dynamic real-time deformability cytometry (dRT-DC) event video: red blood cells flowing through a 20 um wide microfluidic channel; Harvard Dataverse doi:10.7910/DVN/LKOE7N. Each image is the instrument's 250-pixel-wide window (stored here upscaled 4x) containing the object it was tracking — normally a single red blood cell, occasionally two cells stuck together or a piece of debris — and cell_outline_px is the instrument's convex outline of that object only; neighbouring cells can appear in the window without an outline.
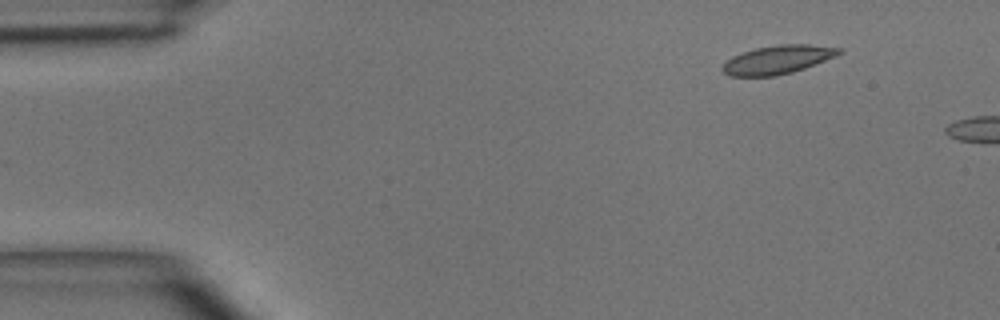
{"species": "common noctule bat (a hibernating species)", "species_latin": "Nyctalus noctula", "temperature_condition": "room temperature", "stored_images_in_passage": 4, "camera_frame_rate_fps": 3000, "um_per_image_px": 0.085, "animal": {"sex": "male", "body_mass_g": 15.6}, "frame": {"image": 1, "passage_image": 2, "time_ms": 1.333, "image_size_px": [1000, 320], "cell_outline_px": [[844, 52], [836, 56], [804, 68], [792, 72], [776, 76], [728, 76], [720, 68], [732, 56], [756, 48], [780, 44], [808, 44], [840, 48]], "centroid_in_image_um": [66.11, 5.07], "position_along_channel_um": 18.9, "area_um2": 19.25}}